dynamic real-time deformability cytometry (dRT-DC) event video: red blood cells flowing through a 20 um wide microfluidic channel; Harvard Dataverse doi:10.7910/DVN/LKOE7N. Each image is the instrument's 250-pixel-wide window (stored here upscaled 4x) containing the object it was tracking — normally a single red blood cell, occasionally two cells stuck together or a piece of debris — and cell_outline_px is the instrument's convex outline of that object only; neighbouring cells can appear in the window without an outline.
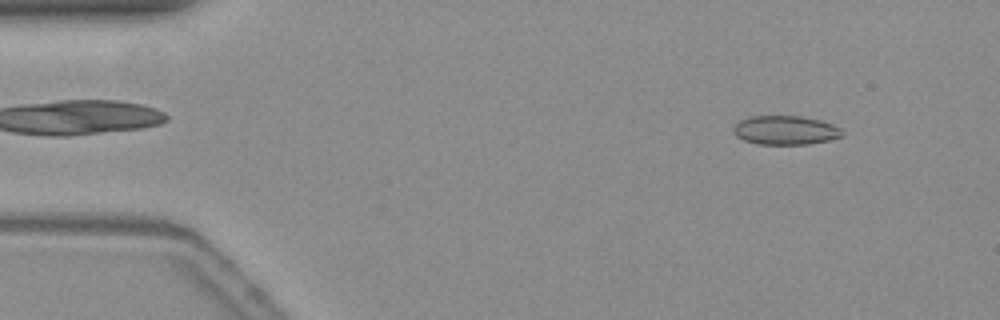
{"species": "common noctule bat (a hibernating species)", "species_latin": "Nyctalus noctula", "temperature_condition": "warm", "stored_images_in_passage": 53, "camera_frame_rate_fps": 3000, "um_per_image_px": 0.085, "animal": {"sex": "female", "body_mass_g": 19.3, "forearm_length_mm": 54.1}, "frame": {"image": 1, "passage_image": 5, "time_ms": 1.333, "image_size_px": [1000, 320], "cell_outline_px": [[844, 136], [828, 140], [808, 144], [756, 144], [744, 140], [736, 136], [732, 132], [732, 128], [740, 120], [752, 116], [800, 116], [820, 120], [832, 124], [840, 128], [844, 132]], "centroid_in_image_um": [66.75, 11.07], "position_along_channel_um": 18.2, "area_um2": 18.44}}
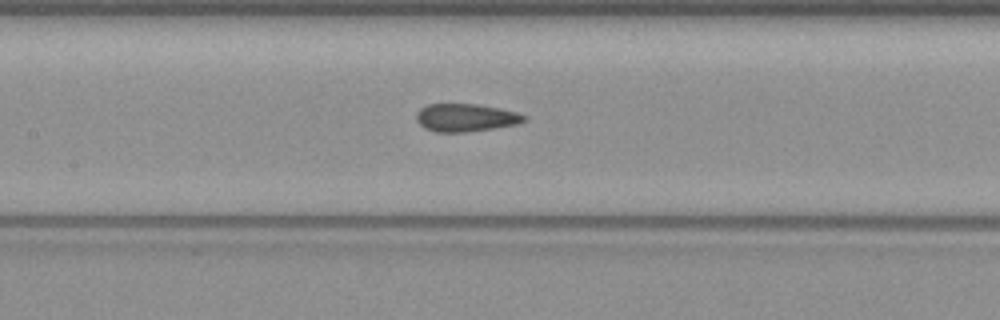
{"frame": {"image": 2, "passage_image": 24, "time_ms": 7.667, "image_size_px": [1000, 320], "cell_outline_px": [[528, 116], [524, 120], [516, 124], [492, 128], [464, 132], [436, 132], [424, 128], [416, 120], [416, 112], [420, 108], [428, 104], [476, 104], [516, 112]], "centroid_in_image_um": [39.53, 10.0], "position_along_channel_um": 167.9, "area_um2": 17.28}}
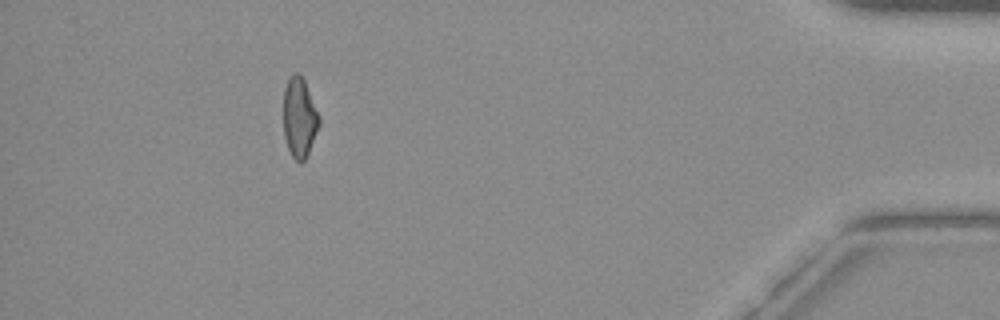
{"frame": {"image": 3, "passage_image": 48, "time_ms": 15.667, "image_size_px": [1000, 320], "cell_outline_px": [[320, 124], [308, 152], [304, 160], [300, 164], [292, 156], [288, 148], [284, 136], [284, 88], [292, 72], [300, 72], [304, 80], [320, 116]], "centroid_in_image_um": [25.45, 9.96], "position_along_channel_um": 409.7, "area_um2": 16.59}, "authors_computed_cell_mechanics": {"area_um2": 17.8602, "velocity_mm_per_s": 3.804, "shape_relaxation_time_tau1_ms": null, "shape_relaxation_time_tau2_ms": 1.036, "deformation_change_tau1": null, "deformation_change_tau2": 0.0623}}